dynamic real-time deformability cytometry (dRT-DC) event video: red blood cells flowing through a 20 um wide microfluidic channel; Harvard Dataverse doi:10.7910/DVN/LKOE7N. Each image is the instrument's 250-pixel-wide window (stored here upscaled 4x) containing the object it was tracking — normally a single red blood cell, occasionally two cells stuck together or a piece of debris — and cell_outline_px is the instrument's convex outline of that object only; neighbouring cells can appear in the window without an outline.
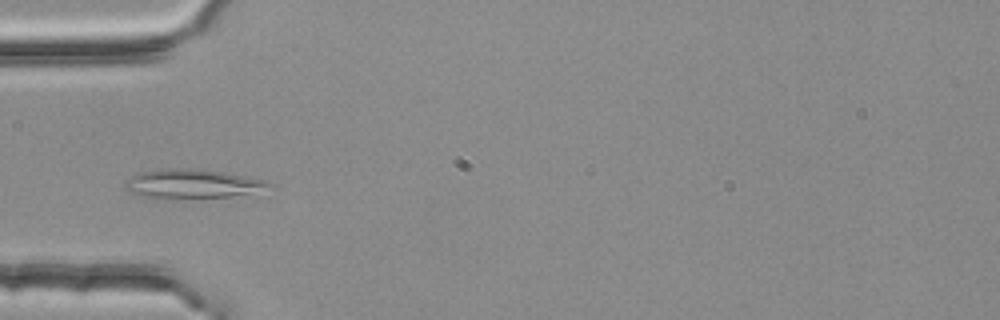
{"species": "common noctule bat (a hibernating species)", "species_latin": "Nyctalus noctula", "temperature_condition": "room temperature", "stored_images_in_passage": 6, "camera_frame_rate_fps": 3000, "um_per_image_px": 0.085, "animal": {"sex": "female", "body_mass_g": 25.1}, "frame": {"image": 1, "passage_image": 5, "time_ms": 1.333, "image_size_px": [1000, 320], "cell_outline_px": [[276, 188], [228, 196], [172, 200], [156, 200], [140, 196], [128, 192], [124, 188], [124, 180], [140, 172], [160, 168], [188, 168], [224, 172], [264, 180], [272, 184]], "centroid_in_image_um": [16.24, 15.65], "position_along_channel_um": 68.8, "area_um2": 25.14}}